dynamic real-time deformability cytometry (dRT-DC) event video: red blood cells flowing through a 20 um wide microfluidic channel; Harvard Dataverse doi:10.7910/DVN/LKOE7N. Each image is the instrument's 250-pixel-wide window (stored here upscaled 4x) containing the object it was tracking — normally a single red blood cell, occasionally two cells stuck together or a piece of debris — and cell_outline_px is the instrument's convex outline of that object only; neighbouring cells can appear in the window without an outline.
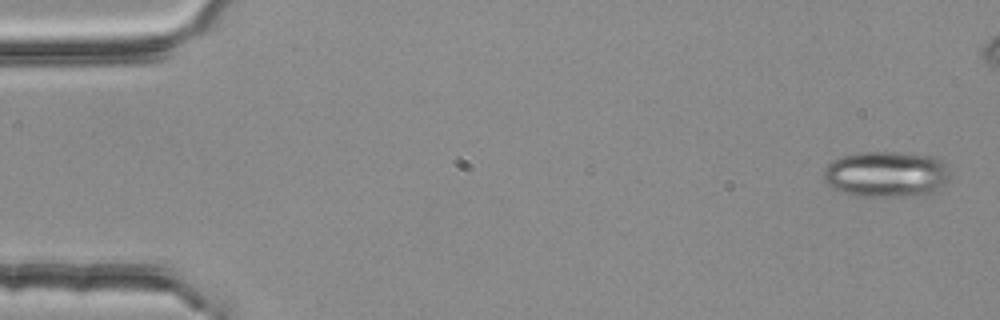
{"species": "common noctule bat (a hibernating species)", "species_latin": "Nyctalus noctula", "temperature_condition": "room temperature", "stored_images_in_passage": 2, "camera_frame_rate_fps": 3000, "um_per_image_px": 0.085, "animal": {"sex": "female", "body_mass_g": 25.1}, "frame": {"image": 1, "passage_image": 2, "time_ms": 0.333, "image_size_px": [1000, 320], "cell_outline_px": [[948, 180], [932, 196], [852, 196], [828, 184], [824, 180], [824, 168], [832, 160], [844, 156], [860, 152], [896, 152], [932, 156], [944, 160], [948, 168]], "centroid_in_image_um": [75.39, 14.82], "position_along_channel_um": 9.6, "area_um2": 34.22}}